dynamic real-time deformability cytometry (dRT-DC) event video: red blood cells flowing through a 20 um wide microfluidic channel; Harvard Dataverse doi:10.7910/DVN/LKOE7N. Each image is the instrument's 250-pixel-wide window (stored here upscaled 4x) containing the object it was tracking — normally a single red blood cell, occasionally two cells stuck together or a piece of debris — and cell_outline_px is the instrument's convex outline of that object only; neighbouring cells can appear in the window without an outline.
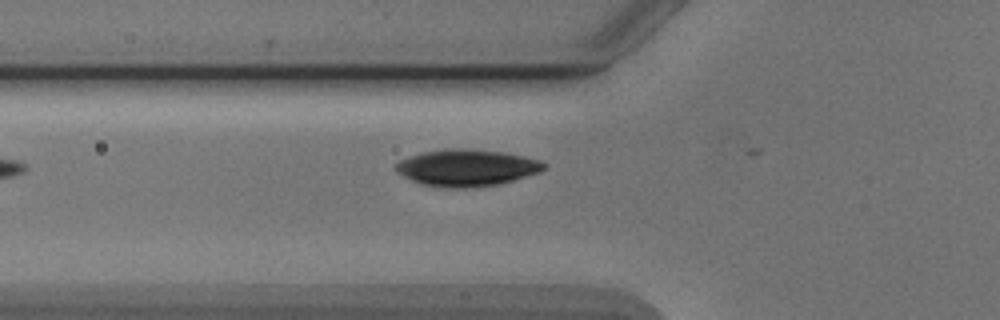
{"species": "Egyptian fruit bat (a non-hibernating species)", "species_latin": "Rousettus aegyptiacus", "temperature_condition": "cold", "stored_images_in_passage": 3, "camera_frame_rate_fps": 3000, "um_per_image_px": 0.085, "animal": {"sex": "male"}, "frame": {"image": 1, "passage_image": 2, "time_ms": 1.333, "image_size_px": [1000, 320], "cell_outline_px": [[544, 168], [540, 172], [512, 180], [496, 184], [464, 188], [448, 188], [420, 184], [396, 172], [392, 168], [400, 160], [408, 156], [420, 152], [448, 148], [464, 148], [504, 152], [524, 156], [540, 160], [544, 164]], "centroid_in_image_um": [39.61, 14.24], "position_along_channel_um": 86.2, "area_um2": 31.73}}